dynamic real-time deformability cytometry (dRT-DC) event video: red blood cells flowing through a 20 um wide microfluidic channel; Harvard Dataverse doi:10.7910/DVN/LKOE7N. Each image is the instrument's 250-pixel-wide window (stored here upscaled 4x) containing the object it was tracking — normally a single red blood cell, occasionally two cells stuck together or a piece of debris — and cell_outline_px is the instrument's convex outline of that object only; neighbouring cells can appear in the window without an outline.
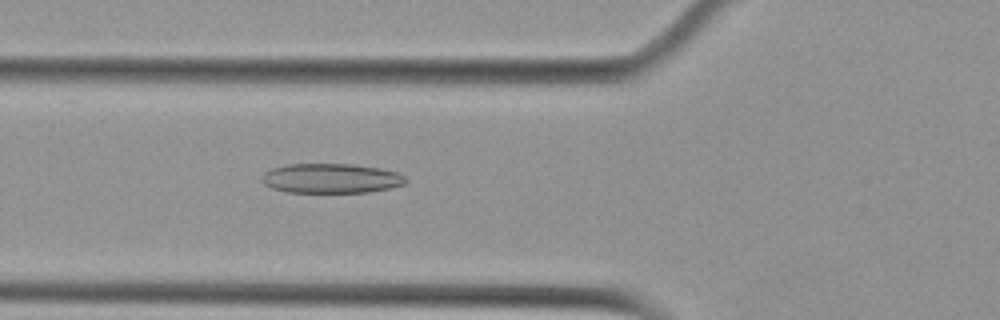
{"species": "Egyptian fruit bat (a non-hibernating species)", "species_latin": "Rousettus aegyptiacus", "temperature_condition": "cold", "stored_images_in_passage": 55, "camera_frame_rate_fps": 3000, "um_per_image_px": 0.085, "animal": {"sex": "female"}, "frame": {"image": 1, "passage_image": 20, "time_ms": 6.333, "image_size_px": [1000, 320], "cell_outline_px": [[408, 180], [404, 184], [388, 188], [368, 192], [284, 192], [272, 188], [264, 184], [264, 172], [272, 168], [288, 164], [352, 164], [380, 168], [396, 172], [404, 176]], "centroid_in_image_um": [28.15, 15.16], "position_along_channel_um": 97.7, "area_um2": 24.68}}
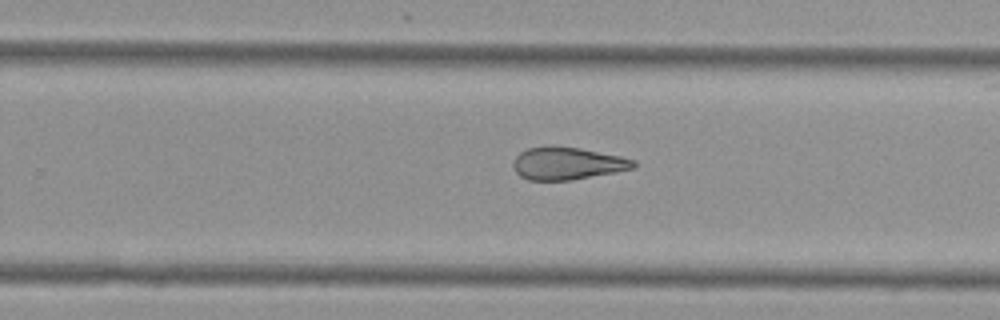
{"frame": {"image": 2, "passage_image": 35, "time_ms": 11.333, "image_size_px": [1000, 320], "cell_outline_px": [[636, 168], [616, 172], [572, 180], [528, 180], [520, 176], [516, 172], [512, 164], [516, 156], [520, 152], [528, 148], [580, 148], [620, 156], [636, 160]], "centroid_in_image_um": [48.26, 13.92], "position_along_channel_um": 281.5, "area_um2": 22.37}}
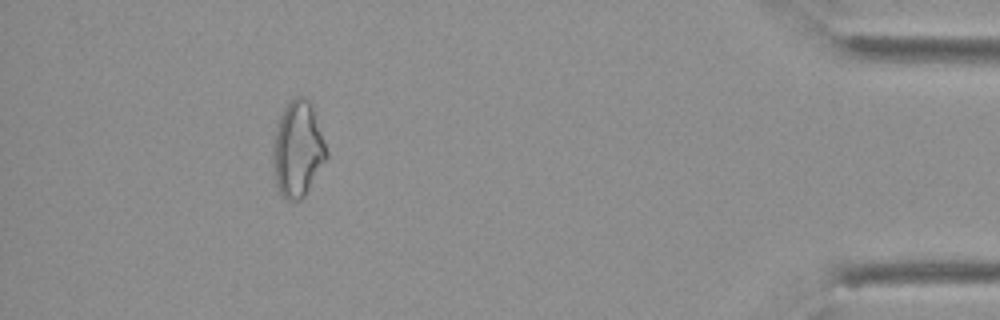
{"frame": {"image": 3, "passage_image": 50, "time_ms": 16.333, "image_size_px": [1000, 320], "cell_outline_px": [[328, 156], [304, 196], [300, 200], [284, 200], [280, 196], [276, 184], [272, 164], [272, 152], [276, 124], [288, 100], [292, 96], [304, 96], [308, 100], [312, 108], [328, 152]], "centroid_in_image_um": [25.27, 12.69], "position_along_channel_um": 409.9, "area_um2": 29.88}, "authors_computed_cell_mechanics": {"area_um2": 27.6284, "velocity_mm_per_s": 3.6777, "shape_relaxation_time_tau1_ms": null, "shape_relaxation_time_tau2_ms": 3.8237, "deformation_change_tau1": null, "deformation_change_tau2": 0.1329}}